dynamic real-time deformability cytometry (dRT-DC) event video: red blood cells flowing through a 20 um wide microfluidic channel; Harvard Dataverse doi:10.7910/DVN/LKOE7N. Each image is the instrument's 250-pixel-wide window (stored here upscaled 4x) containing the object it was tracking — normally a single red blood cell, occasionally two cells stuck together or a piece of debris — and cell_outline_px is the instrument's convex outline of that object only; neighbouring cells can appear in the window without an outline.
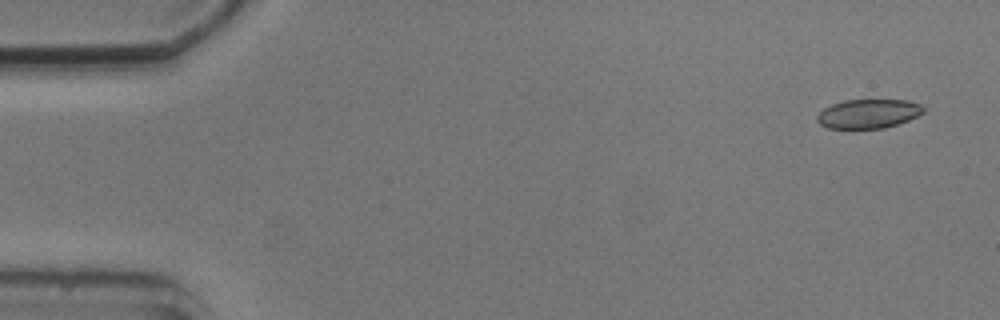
{"species": "common noctule bat (a hibernating species)", "species_latin": "Nyctalus noctula", "temperature_condition": "cold", "stored_images_in_passage": 5, "camera_frame_rate_fps": 3000, "um_per_image_px": 0.085, "animal": {"sex": "male", "body_mass_g": 20.5, "forearm_length_mm": 52.5}, "frame": {"image": 1, "passage_image": 1, "time_ms": 0.0, "image_size_px": [1000, 320], "cell_outline_px": [[924, 112], [908, 120], [884, 128], [828, 128], [820, 124], [816, 120], [816, 116], [824, 108], [832, 104], [844, 100], [908, 100], [920, 104], [924, 108]], "centroid_in_image_um": [73.79, 9.66], "position_along_channel_um": 11.2, "area_um2": 17.92}}